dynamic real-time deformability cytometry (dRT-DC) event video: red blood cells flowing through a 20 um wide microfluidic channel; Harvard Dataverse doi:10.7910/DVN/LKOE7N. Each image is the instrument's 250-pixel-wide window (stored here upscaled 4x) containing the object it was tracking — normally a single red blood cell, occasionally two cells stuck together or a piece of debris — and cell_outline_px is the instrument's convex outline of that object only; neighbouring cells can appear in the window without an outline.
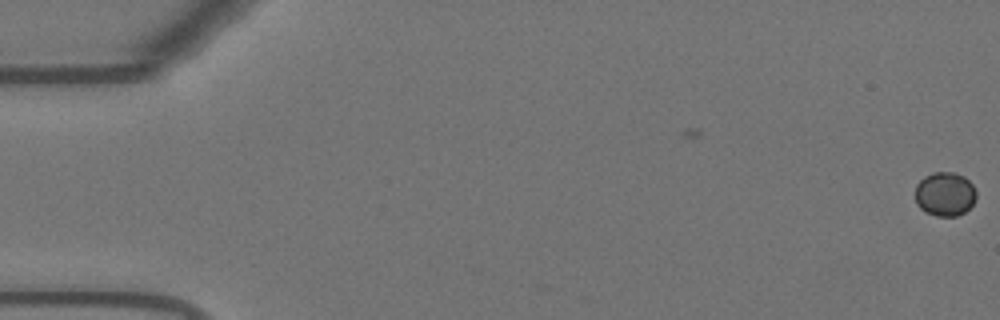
{"species": "Egyptian fruit bat (a non-hibernating species)", "species_latin": "Rousettus aegyptiacus", "temperature_condition": "warm", "stored_images_in_passage": 11, "camera_frame_rate_fps": 3000, "um_per_image_px": 0.085, "animal": {"sex": "female"}, "frame": {"image": 1, "passage_image": 1, "time_ms": 0.0, "image_size_px": [1000, 320], "cell_outline_px": [[976, 196], [972, 204], [964, 212], [956, 216], [936, 216], [924, 212], [916, 204], [916, 184], [924, 176], [932, 172], [952, 172], [964, 176], [972, 184], [976, 192]], "centroid_in_image_um": [80.3, 16.49], "position_along_channel_um": 4.7, "area_um2": 15.72}}